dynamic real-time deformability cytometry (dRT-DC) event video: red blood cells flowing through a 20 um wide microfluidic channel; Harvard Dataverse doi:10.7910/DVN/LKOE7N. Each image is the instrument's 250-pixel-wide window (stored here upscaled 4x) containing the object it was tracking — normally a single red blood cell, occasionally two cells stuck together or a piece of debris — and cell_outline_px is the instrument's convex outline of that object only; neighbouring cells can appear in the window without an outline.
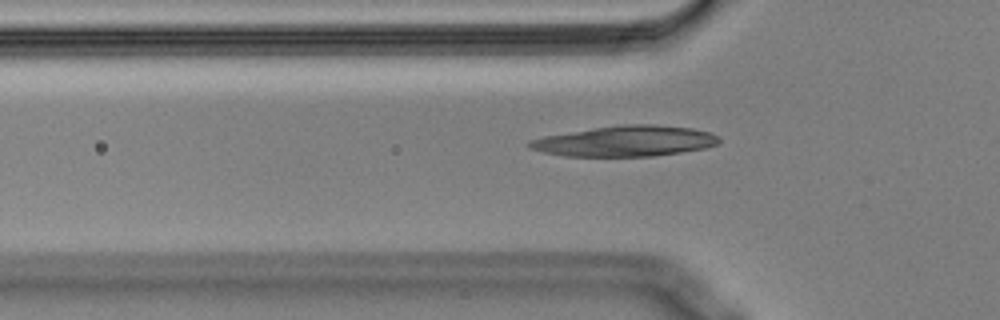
{"species": "Egyptian fruit bat (a non-hibernating species)", "species_latin": "Rousettus aegyptiacus", "temperature_condition": "cold", "stored_images_in_passage": 44, "camera_frame_rate_fps": 3000, "um_per_image_px": 0.085, "animal": {"sex": "male"}, "frame": {"image": 1, "passage_image": 6, "time_ms": 1.667, "image_size_px": [1000, 320], "cell_outline_px": [[720, 140], [716, 144], [704, 148], [680, 152], [652, 156], [564, 156], [544, 152], [528, 148], [524, 144], [528, 140], [544, 136], [596, 128], [624, 124], [652, 124], [692, 128], [708, 132], [716, 136]], "centroid_in_image_um": [53.09, 12.0], "position_along_channel_um": 72.7, "area_um2": 33.52}}
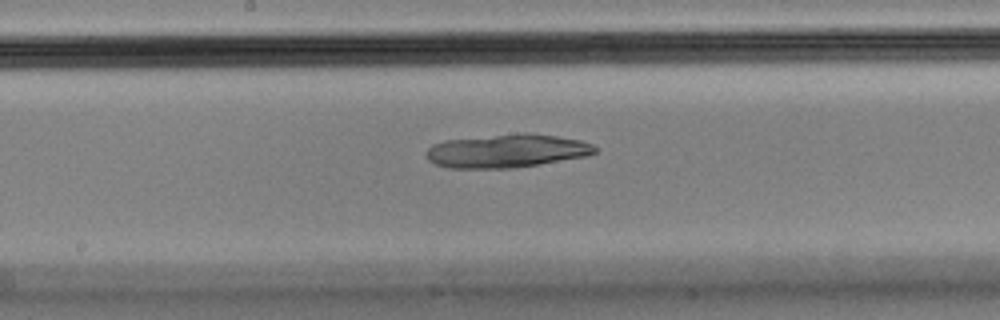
{"frame": {"image": 2, "passage_image": 17, "time_ms": 5.333, "image_size_px": [1000, 320], "cell_outline_px": [[596, 152], [584, 156], [512, 168], [448, 168], [436, 164], [428, 160], [424, 156], [424, 152], [432, 144], [444, 140], [524, 132], [528, 132], [556, 136], [580, 140], [592, 144], [596, 148]], "centroid_in_image_um": [43.0, 12.81], "position_along_channel_um": 205.2, "area_um2": 32.77}}
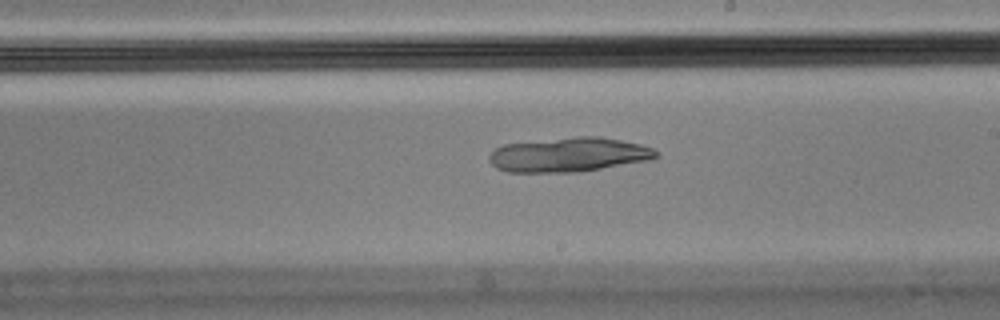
{"frame": {"image": 3, "passage_image": 20, "time_ms": 6.333, "image_size_px": [1000, 320], "cell_outline_px": [[660, 156], [648, 160], [576, 172], [508, 172], [496, 168], [488, 160], [488, 156], [496, 148], [504, 144], [576, 136], [600, 136], [640, 144], [652, 148], [660, 152]], "centroid_in_image_um": [48.34, 13.14], "position_along_channel_um": 240.7, "area_um2": 33.35}}